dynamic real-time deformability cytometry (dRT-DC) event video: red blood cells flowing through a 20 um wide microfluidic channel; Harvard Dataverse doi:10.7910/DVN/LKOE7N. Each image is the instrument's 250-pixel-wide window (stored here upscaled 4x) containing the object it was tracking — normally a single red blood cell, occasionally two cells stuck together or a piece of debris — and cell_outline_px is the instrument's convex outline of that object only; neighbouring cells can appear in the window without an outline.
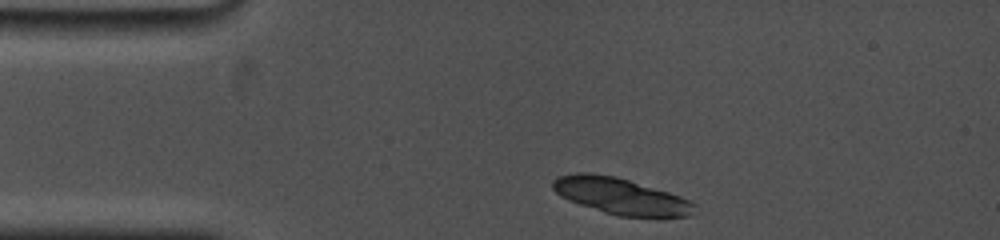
{"species": "common noctule bat (a hibernating species)", "species_latin": "Nyctalus noctula", "temperature_condition": "cold", "stored_images_in_passage": 1, "camera_frame_rate_fps": 5000, "um_per_image_px": 0.085, "animal": {"sex": "female", "body_mass_g": 19.0, "forearm_length_mm": 53.3}, "frame": {"image": 1, "passage_image": 1, "time_ms": 0.0, "image_size_px": [1000, 240], "cell_outline_px": [[696, 204], [692, 216], [660, 220], [620, 216], [604, 212], [568, 200], [560, 196], [552, 188], [552, 180], [556, 176], [576, 172], [588, 172], [616, 176], [668, 192], [680, 196]], "centroid_in_image_um": [52.81, 16.71], "position_along_channel_um": 32.2, "area_um2": 30.87}}